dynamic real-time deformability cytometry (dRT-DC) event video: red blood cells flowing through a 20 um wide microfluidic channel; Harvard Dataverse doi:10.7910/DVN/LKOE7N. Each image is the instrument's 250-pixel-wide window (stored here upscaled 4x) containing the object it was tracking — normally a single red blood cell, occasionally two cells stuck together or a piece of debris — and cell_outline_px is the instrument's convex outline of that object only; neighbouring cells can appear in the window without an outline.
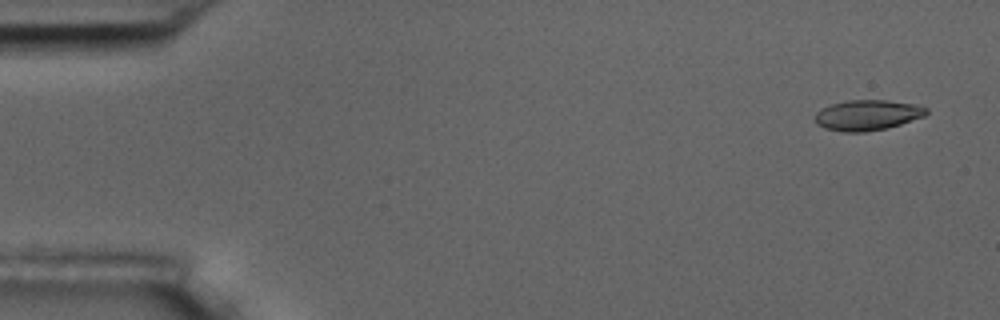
{"species": "common noctule bat (a hibernating species)", "species_latin": "Nyctalus noctula", "temperature_condition": "room temperature", "stored_images_in_passage": 7, "camera_frame_rate_fps": 3000, "um_per_image_px": 0.085, "animal": {"sex": "male", "body_mass_g": 17.5, "forearm_length_mm": 52.3}, "frame": {"image": 1, "passage_image": 1, "time_ms": 0.0, "image_size_px": [1000, 320], "cell_outline_px": [[928, 112], [924, 116], [888, 128], [864, 132], [844, 132], [824, 128], [816, 124], [816, 112], [820, 108], [844, 100], [888, 100], [916, 104], [928, 108]], "centroid_in_image_um": [73.72, 9.78], "position_along_channel_um": 11.3, "area_um2": 19.88}}
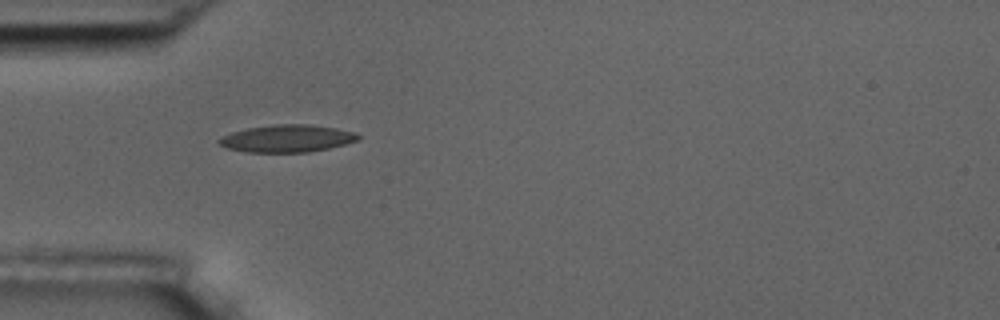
{"frame": {"image": 2, "passage_image": 5, "time_ms": 4.667, "image_size_px": [1000, 320], "cell_outline_px": [[360, 136], [356, 140], [344, 144], [328, 148], [308, 152], [248, 152], [228, 148], [220, 144], [216, 140], [232, 132], [248, 128], [272, 124], [312, 124], [336, 128], [356, 132]], "centroid_in_image_um": [24.41, 11.76], "position_along_channel_um": 60.6, "area_um2": 22.02}}